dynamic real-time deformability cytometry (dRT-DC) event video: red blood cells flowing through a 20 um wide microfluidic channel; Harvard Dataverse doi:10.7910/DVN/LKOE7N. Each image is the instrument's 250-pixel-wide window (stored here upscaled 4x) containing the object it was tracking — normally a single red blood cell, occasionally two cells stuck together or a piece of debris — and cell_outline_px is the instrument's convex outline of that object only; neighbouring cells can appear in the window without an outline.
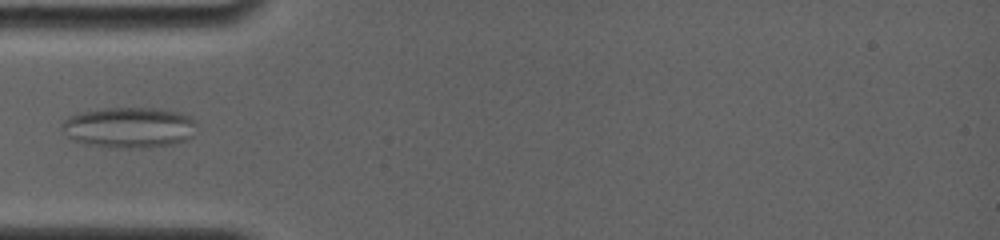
{"species": "common noctule bat (a hibernating species)", "species_latin": "Nyctalus noctula", "temperature_condition": "room temperature", "stored_images_in_passage": 8, "camera_frame_rate_fps": 4000, "um_per_image_px": 0.085, "animal": {"sex": "female", "body_mass_g": 19.0, "forearm_length_mm": 56.7}, "frame": {"image": 1, "passage_image": 6, "time_ms": 4.25, "image_size_px": [1000, 240], "cell_outline_px": [[196, 124], [192, 136], [184, 140], [172, 144], [140, 148], [116, 148], [84, 144], [68, 136], [60, 128], [60, 124], [68, 116], [80, 112], [104, 108], [160, 108], [192, 116], [196, 120]], "centroid_in_image_um": [10.96, 10.83], "position_along_channel_um": 74.0, "area_um2": 32.14}}
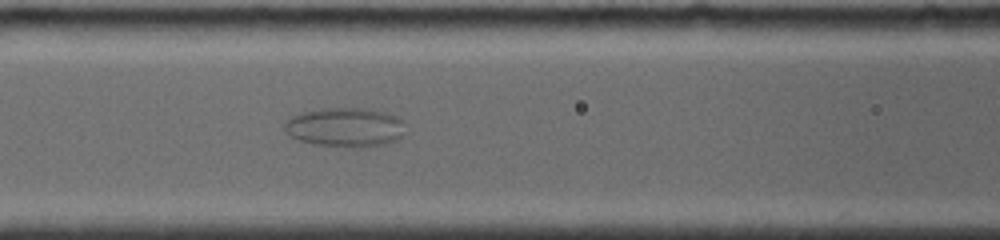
{"frame": {"image": 2, "passage_image": 8, "time_ms": 6.0, "image_size_px": [1000, 240], "cell_outline_px": [[404, 136], [396, 140], [384, 144], [368, 148], [352, 148], [316, 144], [300, 140], [288, 136], [284, 132], [284, 124], [292, 116], [304, 112], [324, 108], [364, 108], [396, 116], [404, 120]], "centroid_in_image_um": [29.36, 10.84], "position_along_channel_um": 137.2, "area_um2": 27.86}}